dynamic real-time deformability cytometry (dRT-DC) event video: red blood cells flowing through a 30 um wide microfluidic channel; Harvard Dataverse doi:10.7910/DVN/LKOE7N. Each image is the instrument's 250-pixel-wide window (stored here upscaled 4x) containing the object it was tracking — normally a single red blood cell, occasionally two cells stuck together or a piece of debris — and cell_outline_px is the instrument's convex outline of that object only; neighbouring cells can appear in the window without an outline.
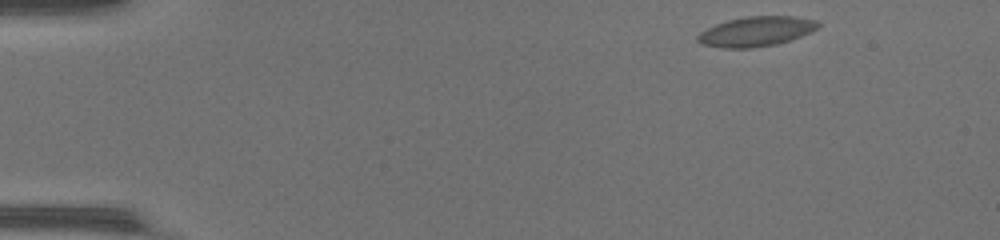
{"species": "common noctule bat (a hibernating species)", "species_latin": "Nyctalus noctula", "temperature_condition": "warm", "stored_images_in_passage": 46, "camera_frame_rate_fps": 3000, "um_per_image_px": 0.085, "animal": {"sex": "female", "body_mass_g": 17.0, "forearm_length_mm": 48.0}, "frame": {"image": 1, "passage_image": 1, "time_ms": 0.0, "image_size_px": [1000, 240], "cell_outline_px": [[820, 24], [812, 32], [776, 44], [748, 48], [724, 48], [700, 44], [696, 40], [696, 36], [700, 32], [716, 24], [728, 20], [748, 16], [792, 16], [816, 20]], "centroid_in_image_um": [64.24, 2.67], "position_along_channel_um": 20.8, "area_um2": 20.75}}
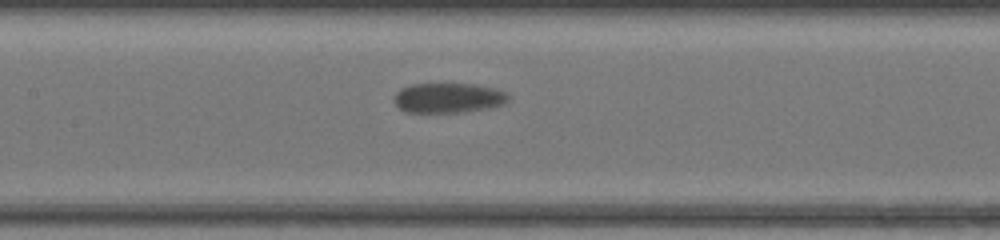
{"frame": {"image": 2, "passage_image": 20, "time_ms": 6.333, "image_size_px": [1000, 240], "cell_outline_px": [[508, 100], [504, 104], [488, 108], [464, 112], [404, 112], [396, 104], [396, 92], [400, 88], [412, 84], [476, 84], [496, 88], [508, 92]], "centroid_in_image_um": [38.15, 8.31], "position_along_channel_um": 169.3, "area_um2": 19.94}}
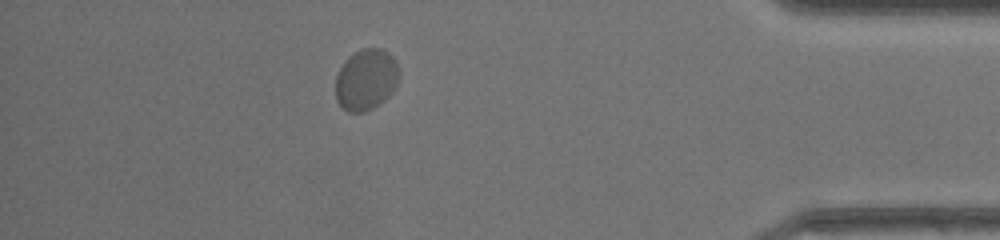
{"frame": {"image": 3, "passage_image": 40, "time_ms": 13.0, "image_size_px": [1000, 240], "cell_outline_px": [[396, 84], [392, 92], [384, 100], [372, 108], [364, 112], [348, 112], [336, 100], [336, 76], [344, 60], [348, 56], [360, 48], [380, 48], [388, 52], [392, 56], [396, 64]], "centroid_in_image_um": [31.07, 6.75], "position_along_channel_um": 404.1, "area_um2": 22.37}}